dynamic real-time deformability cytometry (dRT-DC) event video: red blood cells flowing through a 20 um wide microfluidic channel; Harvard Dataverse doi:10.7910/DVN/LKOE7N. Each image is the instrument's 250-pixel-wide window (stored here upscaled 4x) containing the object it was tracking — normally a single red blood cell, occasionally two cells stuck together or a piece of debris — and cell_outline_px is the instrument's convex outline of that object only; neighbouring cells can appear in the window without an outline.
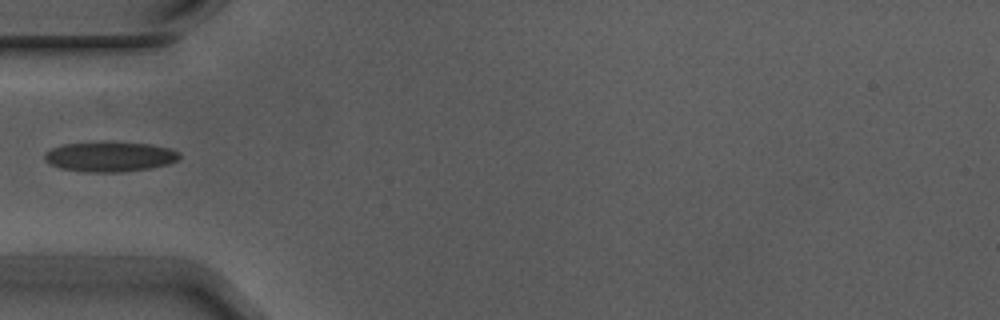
{"species": "Egyptian fruit bat (a non-hibernating species)", "species_latin": "Rousettus aegyptiacus", "temperature_condition": "warm", "stored_images_in_passage": 4, "camera_frame_rate_fps": 3000, "um_per_image_px": 0.085, "animal": {"sex": "male"}, "frame": {"image": 1, "passage_image": 3, "time_ms": 0.667, "image_size_px": [1000, 320], "cell_outline_px": [[180, 156], [176, 160], [168, 164], [152, 168], [120, 172], [84, 172], [60, 168], [44, 160], [44, 152], [52, 148], [64, 144], [148, 144], [168, 148], [180, 152]], "centroid_in_image_um": [9.33, 13.36], "position_along_channel_um": 75.7, "area_um2": 22.77}}